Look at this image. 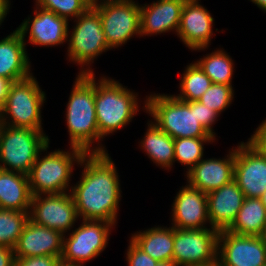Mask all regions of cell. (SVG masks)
Listing matches in <instances>:
<instances>
[{
    "label": "cell",
    "mask_w": 266,
    "mask_h": 266,
    "mask_svg": "<svg viewBox=\"0 0 266 266\" xmlns=\"http://www.w3.org/2000/svg\"><path fill=\"white\" fill-rule=\"evenodd\" d=\"M179 82L180 93L174 96L182 101H198L213 84L196 62L186 66Z\"/></svg>",
    "instance_id": "83f0119b"
},
{
    "label": "cell",
    "mask_w": 266,
    "mask_h": 266,
    "mask_svg": "<svg viewBox=\"0 0 266 266\" xmlns=\"http://www.w3.org/2000/svg\"><path fill=\"white\" fill-rule=\"evenodd\" d=\"M227 231L238 235L263 236L266 231V207L261 199L245 197Z\"/></svg>",
    "instance_id": "484cf974"
},
{
    "label": "cell",
    "mask_w": 266,
    "mask_h": 266,
    "mask_svg": "<svg viewBox=\"0 0 266 266\" xmlns=\"http://www.w3.org/2000/svg\"><path fill=\"white\" fill-rule=\"evenodd\" d=\"M60 262L58 257L34 256L15 258L13 266H56Z\"/></svg>",
    "instance_id": "d590c367"
},
{
    "label": "cell",
    "mask_w": 266,
    "mask_h": 266,
    "mask_svg": "<svg viewBox=\"0 0 266 266\" xmlns=\"http://www.w3.org/2000/svg\"><path fill=\"white\" fill-rule=\"evenodd\" d=\"M48 144L44 130L0 124V169L28 174Z\"/></svg>",
    "instance_id": "8992f818"
},
{
    "label": "cell",
    "mask_w": 266,
    "mask_h": 266,
    "mask_svg": "<svg viewBox=\"0 0 266 266\" xmlns=\"http://www.w3.org/2000/svg\"><path fill=\"white\" fill-rule=\"evenodd\" d=\"M247 143L258 153L266 156V119L255 129Z\"/></svg>",
    "instance_id": "e575fe53"
},
{
    "label": "cell",
    "mask_w": 266,
    "mask_h": 266,
    "mask_svg": "<svg viewBox=\"0 0 266 266\" xmlns=\"http://www.w3.org/2000/svg\"><path fill=\"white\" fill-rule=\"evenodd\" d=\"M64 235L56 230L27 221L14 248L15 258L53 256L61 259Z\"/></svg>",
    "instance_id": "d6986e66"
},
{
    "label": "cell",
    "mask_w": 266,
    "mask_h": 266,
    "mask_svg": "<svg viewBox=\"0 0 266 266\" xmlns=\"http://www.w3.org/2000/svg\"><path fill=\"white\" fill-rule=\"evenodd\" d=\"M219 266H266V242L263 236L238 235L219 231Z\"/></svg>",
    "instance_id": "4fadbf2b"
},
{
    "label": "cell",
    "mask_w": 266,
    "mask_h": 266,
    "mask_svg": "<svg viewBox=\"0 0 266 266\" xmlns=\"http://www.w3.org/2000/svg\"><path fill=\"white\" fill-rule=\"evenodd\" d=\"M173 201L171 209L172 227L178 229L211 227L206 193L186 184L180 188Z\"/></svg>",
    "instance_id": "e0dca14e"
},
{
    "label": "cell",
    "mask_w": 266,
    "mask_h": 266,
    "mask_svg": "<svg viewBox=\"0 0 266 266\" xmlns=\"http://www.w3.org/2000/svg\"><path fill=\"white\" fill-rule=\"evenodd\" d=\"M26 45V41L17 30L0 40L1 77L16 82L33 74Z\"/></svg>",
    "instance_id": "7402d4cb"
},
{
    "label": "cell",
    "mask_w": 266,
    "mask_h": 266,
    "mask_svg": "<svg viewBox=\"0 0 266 266\" xmlns=\"http://www.w3.org/2000/svg\"><path fill=\"white\" fill-rule=\"evenodd\" d=\"M28 220L29 212L0 208V246L14 249Z\"/></svg>",
    "instance_id": "f1b7e54d"
},
{
    "label": "cell",
    "mask_w": 266,
    "mask_h": 266,
    "mask_svg": "<svg viewBox=\"0 0 266 266\" xmlns=\"http://www.w3.org/2000/svg\"><path fill=\"white\" fill-rule=\"evenodd\" d=\"M87 1L90 7H96L104 3L123 2V1H129V0H87Z\"/></svg>",
    "instance_id": "ab89813d"
},
{
    "label": "cell",
    "mask_w": 266,
    "mask_h": 266,
    "mask_svg": "<svg viewBox=\"0 0 266 266\" xmlns=\"http://www.w3.org/2000/svg\"><path fill=\"white\" fill-rule=\"evenodd\" d=\"M31 200L27 174L0 169V208L30 212Z\"/></svg>",
    "instance_id": "603a6c76"
},
{
    "label": "cell",
    "mask_w": 266,
    "mask_h": 266,
    "mask_svg": "<svg viewBox=\"0 0 266 266\" xmlns=\"http://www.w3.org/2000/svg\"><path fill=\"white\" fill-rule=\"evenodd\" d=\"M200 0H186L181 12L177 37L192 51H205L211 45L214 18Z\"/></svg>",
    "instance_id": "2e32d148"
},
{
    "label": "cell",
    "mask_w": 266,
    "mask_h": 266,
    "mask_svg": "<svg viewBox=\"0 0 266 266\" xmlns=\"http://www.w3.org/2000/svg\"><path fill=\"white\" fill-rule=\"evenodd\" d=\"M196 116L201 125L216 138V133L213 129V124L218 121L220 116L216 111L208 108L199 101H196Z\"/></svg>",
    "instance_id": "836d02e7"
},
{
    "label": "cell",
    "mask_w": 266,
    "mask_h": 266,
    "mask_svg": "<svg viewBox=\"0 0 266 266\" xmlns=\"http://www.w3.org/2000/svg\"><path fill=\"white\" fill-rule=\"evenodd\" d=\"M79 165L83 171L70 191L79 218L104 220L116 226L122 191L111 156L108 152L85 153Z\"/></svg>",
    "instance_id": "6da1fadb"
},
{
    "label": "cell",
    "mask_w": 266,
    "mask_h": 266,
    "mask_svg": "<svg viewBox=\"0 0 266 266\" xmlns=\"http://www.w3.org/2000/svg\"><path fill=\"white\" fill-rule=\"evenodd\" d=\"M258 8H260L264 13H266V0H250Z\"/></svg>",
    "instance_id": "60d3db41"
},
{
    "label": "cell",
    "mask_w": 266,
    "mask_h": 266,
    "mask_svg": "<svg viewBox=\"0 0 266 266\" xmlns=\"http://www.w3.org/2000/svg\"><path fill=\"white\" fill-rule=\"evenodd\" d=\"M147 125V131L140 141V148L156 166L164 170L171 169L174 165V139L152 120H148Z\"/></svg>",
    "instance_id": "d4e9b609"
},
{
    "label": "cell",
    "mask_w": 266,
    "mask_h": 266,
    "mask_svg": "<svg viewBox=\"0 0 266 266\" xmlns=\"http://www.w3.org/2000/svg\"><path fill=\"white\" fill-rule=\"evenodd\" d=\"M210 54L203 55V58L195 61L203 72L215 84L232 86L234 62L229 53L223 49L213 50Z\"/></svg>",
    "instance_id": "4316f807"
},
{
    "label": "cell",
    "mask_w": 266,
    "mask_h": 266,
    "mask_svg": "<svg viewBox=\"0 0 266 266\" xmlns=\"http://www.w3.org/2000/svg\"><path fill=\"white\" fill-rule=\"evenodd\" d=\"M1 108H2V107L0 106V124H1Z\"/></svg>",
    "instance_id": "f6af8a7d"
},
{
    "label": "cell",
    "mask_w": 266,
    "mask_h": 266,
    "mask_svg": "<svg viewBox=\"0 0 266 266\" xmlns=\"http://www.w3.org/2000/svg\"><path fill=\"white\" fill-rule=\"evenodd\" d=\"M140 249L158 262L172 261L174 227L155 226L137 231L130 238Z\"/></svg>",
    "instance_id": "cb8c5ba5"
},
{
    "label": "cell",
    "mask_w": 266,
    "mask_h": 266,
    "mask_svg": "<svg viewBox=\"0 0 266 266\" xmlns=\"http://www.w3.org/2000/svg\"><path fill=\"white\" fill-rule=\"evenodd\" d=\"M35 6L52 11L68 21L76 19L90 7L87 0H35Z\"/></svg>",
    "instance_id": "4dcf8cb0"
},
{
    "label": "cell",
    "mask_w": 266,
    "mask_h": 266,
    "mask_svg": "<svg viewBox=\"0 0 266 266\" xmlns=\"http://www.w3.org/2000/svg\"><path fill=\"white\" fill-rule=\"evenodd\" d=\"M138 93L108 76L95 78V112L102 139L132 122L139 112ZM140 105V106H139Z\"/></svg>",
    "instance_id": "3957f363"
},
{
    "label": "cell",
    "mask_w": 266,
    "mask_h": 266,
    "mask_svg": "<svg viewBox=\"0 0 266 266\" xmlns=\"http://www.w3.org/2000/svg\"><path fill=\"white\" fill-rule=\"evenodd\" d=\"M261 201L263 202V204L265 205L266 207V192H264L261 197H260Z\"/></svg>",
    "instance_id": "7bdbcfd3"
},
{
    "label": "cell",
    "mask_w": 266,
    "mask_h": 266,
    "mask_svg": "<svg viewBox=\"0 0 266 266\" xmlns=\"http://www.w3.org/2000/svg\"><path fill=\"white\" fill-rule=\"evenodd\" d=\"M46 153H39L30 172L27 174L32 196L44 194H60L70 192L72 185L73 168L78 165L85 152L81 149L70 147L69 151L55 149ZM48 152V154H47ZM44 156H40V155Z\"/></svg>",
    "instance_id": "5b68a950"
},
{
    "label": "cell",
    "mask_w": 266,
    "mask_h": 266,
    "mask_svg": "<svg viewBox=\"0 0 266 266\" xmlns=\"http://www.w3.org/2000/svg\"><path fill=\"white\" fill-rule=\"evenodd\" d=\"M11 81L0 76V106L2 107L6 101Z\"/></svg>",
    "instance_id": "74e56055"
},
{
    "label": "cell",
    "mask_w": 266,
    "mask_h": 266,
    "mask_svg": "<svg viewBox=\"0 0 266 266\" xmlns=\"http://www.w3.org/2000/svg\"><path fill=\"white\" fill-rule=\"evenodd\" d=\"M218 234L215 228H174L173 259L179 266L217 264Z\"/></svg>",
    "instance_id": "30bf717a"
},
{
    "label": "cell",
    "mask_w": 266,
    "mask_h": 266,
    "mask_svg": "<svg viewBox=\"0 0 266 266\" xmlns=\"http://www.w3.org/2000/svg\"><path fill=\"white\" fill-rule=\"evenodd\" d=\"M56 266H72V265H69V264H65V263L59 262Z\"/></svg>",
    "instance_id": "ee69618b"
},
{
    "label": "cell",
    "mask_w": 266,
    "mask_h": 266,
    "mask_svg": "<svg viewBox=\"0 0 266 266\" xmlns=\"http://www.w3.org/2000/svg\"><path fill=\"white\" fill-rule=\"evenodd\" d=\"M142 109L171 138H215L198 121L196 101L185 102L174 95L150 94Z\"/></svg>",
    "instance_id": "277c9868"
},
{
    "label": "cell",
    "mask_w": 266,
    "mask_h": 266,
    "mask_svg": "<svg viewBox=\"0 0 266 266\" xmlns=\"http://www.w3.org/2000/svg\"><path fill=\"white\" fill-rule=\"evenodd\" d=\"M34 17L30 15L16 28L25 40L29 33V43L32 45L52 47L67 43L69 22L52 11L34 8Z\"/></svg>",
    "instance_id": "5bb4252c"
},
{
    "label": "cell",
    "mask_w": 266,
    "mask_h": 266,
    "mask_svg": "<svg viewBox=\"0 0 266 266\" xmlns=\"http://www.w3.org/2000/svg\"><path fill=\"white\" fill-rule=\"evenodd\" d=\"M10 0H0V26L4 22L10 10Z\"/></svg>",
    "instance_id": "f35d334b"
},
{
    "label": "cell",
    "mask_w": 266,
    "mask_h": 266,
    "mask_svg": "<svg viewBox=\"0 0 266 266\" xmlns=\"http://www.w3.org/2000/svg\"><path fill=\"white\" fill-rule=\"evenodd\" d=\"M72 86L65 112L70 147L85 153L108 152L101 142L96 119L95 73H78Z\"/></svg>",
    "instance_id": "7a4b0ae2"
},
{
    "label": "cell",
    "mask_w": 266,
    "mask_h": 266,
    "mask_svg": "<svg viewBox=\"0 0 266 266\" xmlns=\"http://www.w3.org/2000/svg\"><path fill=\"white\" fill-rule=\"evenodd\" d=\"M186 0H156L140 5L141 36L175 32L180 24L182 7Z\"/></svg>",
    "instance_id": "ffe728a7"
},
{
    "label": "cell",
    "mask_w": 266,
    "mask_h": 266,
    "mask_svg": "<svg viewBox=\"0 0 266 266\" xmlns=\"http://www.w3.org/2000/svg\"><path fill=\"white\" fill-rule=\"evenodd\" d=\"M263 237H264V239H265V242H266V231H265V233H264Z\"/></svg>",
    "instance_id": "bcb514c9"
},
{
    "label": "cell",
    "mask_w": 266,
    "mask_h": 266,
    "mask_svg": "<svg viewBox=\"0 0 266 266\" xmlns=\"http://www.w3.org/2000/svg\"><path fill=\"white\" fill-rule=\"evenodd\" d=\"M216 138H176L174 139V163L175 161L187 166L188 172L204 156V145L213 143Z\"/></svg>",
    "instance_id": "f546056e"
},
{
    "label": "cell",
    "mask_w": 266,
    "mask_h": 266,
    "mask_svg": "<svg viewBox=\"0 0 266 266\" xmlns=\"http://www.w3.org/2000/svg\"><path fill=\"white\" fill-rule=\"evenodd\" d=\"M99 14L109 50L121 47L136 35L141 37L140 4L134 0L100 4Z\"/></svg>",
    "instance_id": "8fae6325"
},
{
    "label": "cell",
    "mask_w": 266,
    "mask_h": 266,
    "mask_svg": "<svg viewBox=\"0 0 266 266\" xmlns=\"http://www.w3.org/2000/svg\"><path fill=\"white\" fill-rule=\"evenodd\" d=\"M74 24L72 31L68 30V61L80 65L79 74L94 73L91 64L109 51L101 18L93 7H89L74 19Z\"/></svg>",
    "instance_id": "ba28073f"
},
{
    "label": "cell",
    "mask_w": 266,
    "mask_h": 266,
    "mask_svg": "<svg viewBox=\"0 0 266 266\" xmlns=\"http://www.w3.org/2000/svg\"><path fill=\"white\" fill-rule=\"evenodd\" d=\"M206 195L211 228L218 231L227 230L243 205L245 199L243 191L235 180H232Z\"/></svg>",
    "instance_id": "44dd1931"
},
{
    "label": "cell",
    "mask_w": 266,
    "mask_h": 266,
    "mask_svg": "<svg viewBox=\"0 0 266 266\" xmlns=\"http://www.w3.org/2000/svg\"><path fill=\"white\" fill-rule=\"evenodd\" d=\"M156 266H179L174 261L158 262Z\"/></svg>",
    "instance_id": "b9f144b4"
},
{
    "label": "cell",
    "mask_w": 266,
    "mask_h": 266,
    "mask_svg": "<svg viewBox=\"0 0 266 266\" xmlns=\"http://www.w3.org/2000/svg\"><path fill=\"white\" fill-rule=\"evenodd\" d=\"M45 100L46 94L33 74L26 79L12 82L1 108V124L43 130L41 109Z\"/></svg>",
    "instance_id": "52a82bcc"
},
{
    "label": "cell",
    "mask_w": 266,
    "mask_h": 266,
    "mask_svg": "<svg viewBox=\"0 0 266 266\" xmlns=\"http://www.w3.org/2000/svg\"><path fill=\"white\" fill-rule=\"evenodd\" d=\"M126 251L128 266H156L158 261L140 249L131 239Z\"/></svg>",
    "instance_id": "d6a6232c"
},
{
    "label": "cell",
    "mask_w": 266,
    "mask_h": 266,
    "mask_svg": "<svg viewBox=\"0 0 266 266\" xmlns=\"http://www.w3.org/2000/svg\"><path fill=\"white\" fill-rule=\"evenodd\" d=\"M14 261V249L0 246V266H13Z\"/></svg>",
    "instance_id": "8d00e7d4"
},
{
    "label": "cell",
    "mask_w": 266,
    "mask_h": 266,
    "mask_svg": "<svg viewBox=\"0 0 266 266\" xmlns=\"http://www.w3.org/2000/svg\"><path fill=\"white\" fill-rule=\"evenodd\" d=\"M114 226L104 220H82L78 228L64 235L60 262L84 266L86 262L97 258L108 246Z\"/></svg>",
    "instance_id": "9c48e42d"
},
{
    "label": "cell",
    "mask_w": 266,
    "mask_h": 266,
    "mask_svg": "<svg viewBox=\"0 0 266 266\" xmlns=\"http://www.w3.org/2000/svg\"><path fill=\"white\" fill-rule=\"evenodd\" d=\"M223 158L200 160L186 172V183L204 193H209L234 180L235 147Z\"/></svg>",
    "instance_id": "ac0fdd59"
},
{
    "label": "cell",
    "mask_w": 266,
    "mask_h": 266,
    "mask_svg": "<svg viewBox=\"0 0 266 266\" xmlns=\"http://www.w3.org/2000/svg\"><path fill=\"white\" fill-rule=\"evenodd\" d=\"M233 99V86L213 83L198 101L220 115L232 104Z\"/></svg>",
    "instance_id": "1f68e13d"
},
{
    "label": "cell",
    "mask_w": 266,
    "mask_h": 266,
    "mask_svg": "<svg viewBox=\"0 0 266 266\" xmlns=\"http://www.w3.org/2000/svg\"><path fill=\"white\" fill-rule=\"evenodd\" d=\"M29 219L65 235L74 228L79 216L71 193L66 192L32 196Z\"/></svg>",
    "instance_id": "7c38bea8"
},
{
    "label": "cell",
    "mask_w": 266,
    "mask_h": 266,
    "mask_svg": "<svg viewBox=\"0 0 266 266\" xmlns=\"http://www.w3.org/2000/svg\"><path fill=\"white\" fill-rule=\"evenodd\" d=\"M234 180L245 197L260 198L266 192V156L247 142L235 147Z\"/></svg>",
    "instance_id": "9a60e30c"
}]
</instances>
